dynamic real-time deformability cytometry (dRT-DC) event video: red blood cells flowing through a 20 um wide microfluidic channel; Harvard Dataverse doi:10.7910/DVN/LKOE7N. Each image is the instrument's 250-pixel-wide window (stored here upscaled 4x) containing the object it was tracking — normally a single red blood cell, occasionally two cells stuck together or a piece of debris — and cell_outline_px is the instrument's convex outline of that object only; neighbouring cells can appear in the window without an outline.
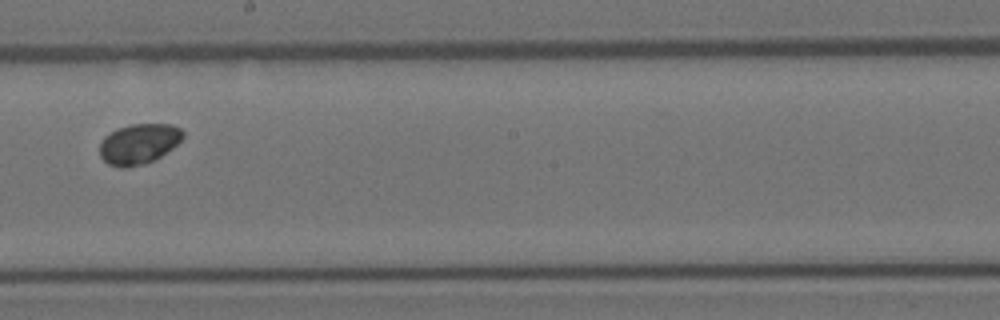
{"species": "Egyptian fruit bat (a non-hibernating species)", "species_latin": "Rousettus aegyptiacus", "temperature_condition": "room temperature", "stored_images_in_passage": 7, "camera_frame_rate_fps": 3000, "um_per_image_px": 0.085, "animal": {"sex": "female"}, "frame": {"image": 1, "passage_image": 6, "time_ms": 1.667, "image_size_px": [1000, 320], "cell_outline_px": [[184, 136], [172, 148], [160, 156], [144, 164], [124, 168], [120, 168], [108, 164], [100, 156], [100, 144], [104, 136], [120, 128], [132, 124], [172, 124], [180, 128], [184, 132]], "centroid_in_image_um": [11.8, 12.23], "position_along_channel_um": 236.4, "area_um2": 19.36}}
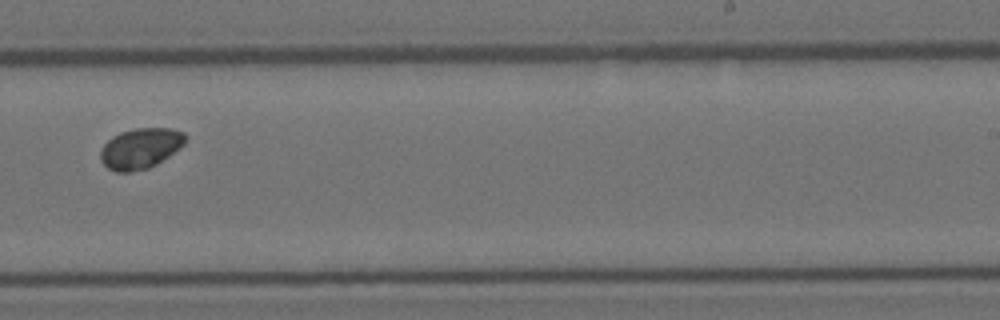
{"frame": {"image": 2, "passage_image": 7, "time_ms": 2.0, "image_size_px": [1000, 320], "cell_outline_px": [[188, 136], [184, 144], [180, 148], [156, 164], [148, 168], [128, 172], [116, 172], [108, 168], [100, 160], [100, 148], [112, 136], [120, 132], [136, 128], [172, 128], [184, 132]], "centroid_in_image_um": [11.94, 12.6], "position_along_channel_um": 277.1, "area_um2": 20.17}}